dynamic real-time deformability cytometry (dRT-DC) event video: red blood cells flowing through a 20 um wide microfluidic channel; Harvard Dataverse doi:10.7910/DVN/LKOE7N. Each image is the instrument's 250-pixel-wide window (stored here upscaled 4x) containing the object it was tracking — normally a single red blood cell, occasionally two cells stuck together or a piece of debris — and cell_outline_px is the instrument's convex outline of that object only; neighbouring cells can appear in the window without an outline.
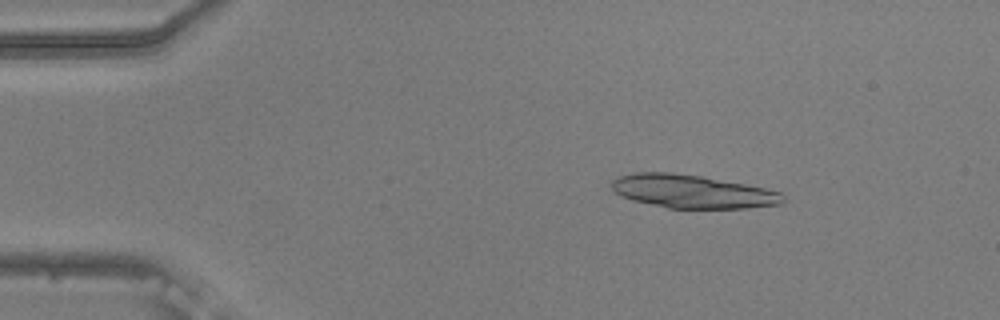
{"species": "common noctule bat (a hibernating species)", "species_latin": "Nyctalus noctula", "temperature_condition": "warm", "stored_images_in_passage": 52, "camera_frame_rate_fps": 3000, "um_per_image_px": 0.085, "animal": {"sex": "male", "body_mass_g": 20.5, "forearm_length_mm": 52.5}, "frame": {"image": 1, "passage_image": 8, "time_ms": 2.333, "image_size_px": [1000, 320], "cell_outline_px": [[784, 200], [780, 204], [748, 208], [668, 208], [632, 200], [616, 192], [612, 188], [612, 180], [620, 176], [636, 172], [672, 172], [704, 176], [768, 188], [780, 192], [784, 196]], "centroid_in_image_um": [58.89, 16.27], "position_along_channel_um": 26.1, "area_um2": 33.29}}
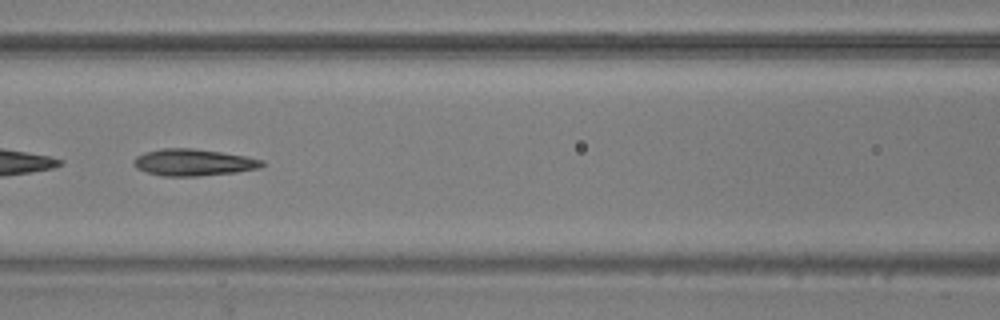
{"frame": {"image": 2, "passage_image": 24, "time_ms": 7.667, "image_size_px": [1000, 320], "cell_outline_px": [[264, 164], [260, 168], [236, 172], [200, 176], [160, 176], [136, 168], [132, 164], [132, 160], [136, 156], [160, 148], [192, 148], [220, 152], [244, 156], [264, 160]], "centroid_in_image_um": [16.42, 13.81], "position_along_channel_um": 150.2, "area_um2": 20.0}}
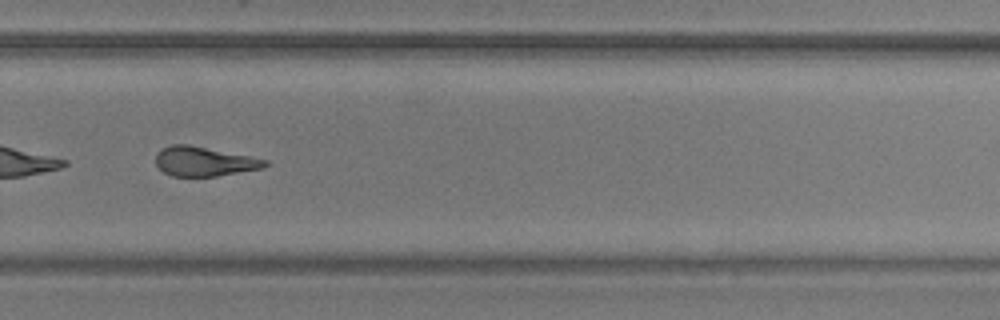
{"frame": {"image": 3, "passage_image": 37, "time_ms": 12.0, "image_size_px": [1000, 320], "cell_outline_px": [[268, 164], [264, 168], [216, 176], [172, 176], [164, 172], [156, 164], [156, 156], [164, 148], [172, 144], [188, 144], [268, 160]], "centroid_in_image_um": [17.37, 13.73], "position_along_channel_um": 312.4, "area_um2": 18.44}, "authors_computed_cell_mechanics": {"area_um2": 20.3745, "velocity_mm_per_s": 3.754, "shape_relaxation_time_tau1_ms": null, "shape_relaxation_time_tau2_ms": 2.873, "deformation_change_tau1": null, "deformation_change_tau2": 0.1365}}